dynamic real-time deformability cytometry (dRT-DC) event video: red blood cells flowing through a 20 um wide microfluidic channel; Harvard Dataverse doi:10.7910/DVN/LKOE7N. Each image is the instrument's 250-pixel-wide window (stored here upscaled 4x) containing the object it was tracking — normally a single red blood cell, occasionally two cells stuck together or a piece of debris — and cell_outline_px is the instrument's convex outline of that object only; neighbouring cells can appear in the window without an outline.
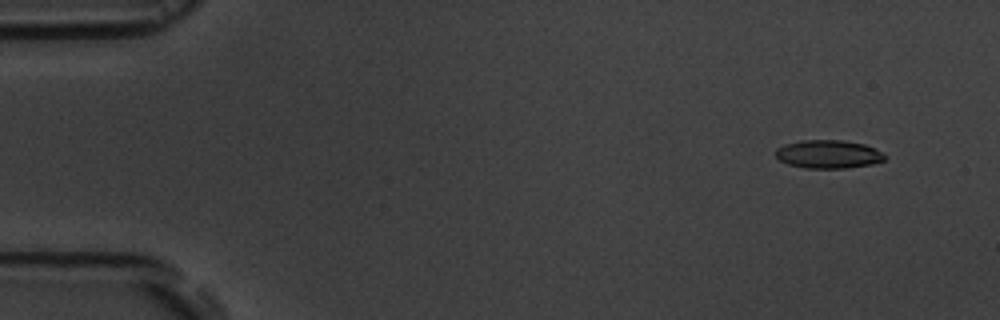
{"species": "common noctule bat (a hibernating species)", "species_latin": "Nyctalus noctula", "temperature_condition": "room temperature", "stored_images_in_passage": 5, "camera_frame_rate_fps": 3000, "um_per_image_px": 0.085, "animal": {"sex": "male", "body_mass_g": 19.5, "forearm_length_mm": 54.6}, "frame": {"image": 1, "passage_image": 2, "time_ms": 1.333, "image_size_px": [1000, 320], "cell_outline_px": [[888, 156], [884, 160], [872, 164], [844, 168], [804, 168], [788, 164], [780, 160], [776, 156], [776, 148], [784, 144], [800, 140], [844, 140], [864, 144], [884, 152]], "centroid_in_image_um": [70.43, 13.1], "position_along_channel_um": 14.6, "area_um2": 18.15}}
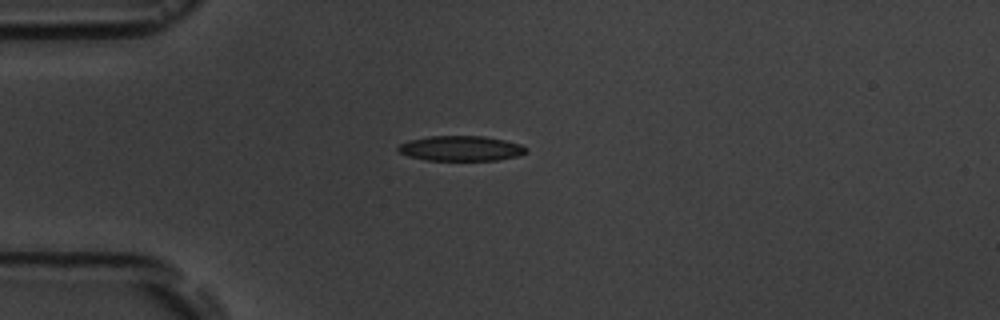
{"frame": {"image": 2, "passage_image": 5, "time_ms": 4.667, "image_size_px": [1000, 320], "cell_outline_px": [[528, 152], [516, 156], [496, 160], [424, 160], [408, 156], [400, 152], [396, 148], [400, 144], [408, 140], [428, 136], [484, 136], [504, 140], [520, 144], [528, 148]], "centroid_in_image_um": [39.16, 12.61], "position_along_channel_um": 45.8, "area_um2": 18.73}}